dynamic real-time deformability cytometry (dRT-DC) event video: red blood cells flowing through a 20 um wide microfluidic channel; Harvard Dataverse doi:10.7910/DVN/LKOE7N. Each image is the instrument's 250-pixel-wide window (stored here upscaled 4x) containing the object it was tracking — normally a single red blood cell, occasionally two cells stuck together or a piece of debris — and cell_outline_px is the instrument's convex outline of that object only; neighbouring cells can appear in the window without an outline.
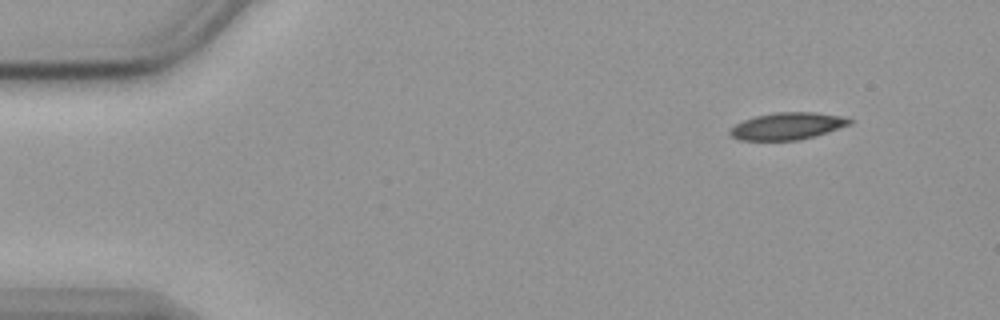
{"species": "common noctule bat (a hibernating species)", "species_latin": "Nyctalus noctula", "temperature_condition": "cold", "stored_images_in_passage": 51, "camera_frame_rate_fps": 3000, "um_per_image_px": 0.085, "animal": {"sex": "female", "body_mass_g": 19.9}, "frame": {"image": 1, "passage_image": 1, "time_ms": 0.0, "image_size_px": [1000, 320], "cell_outline_px": [[852, 124], [816, 136], [796, 140], [740, 140], [732, 136], [728, 132], [736, 124], [744, 120], [756, 116], [776, 112], [816, 112], [848, 116], [852, 120]], "centroid_in_image_um": [67.0, 10.7], "position_along_channel_um": 18.0, "area_um2": 18.96}}
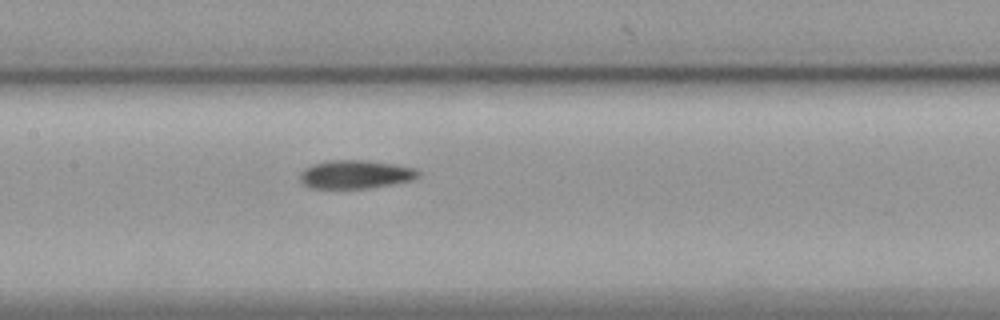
{"frame": {"image": 2, "passage_image": 22, "time_ms": 7.0, "image_size_px": [1000, 320], "cell_outline_px": [[420, 176], [416, 180], [368, 188], [312, 188], [304, 184], [300, 180], [300, 172], [304, 168], [312, 164], [328, 160], [368, 160], [396, 164], [416, 168], [420, 172]], "centroid_in_image_um": [30.26, 14.81], "position_along_channel_um": 177.1, "area_um2": 19.88}}
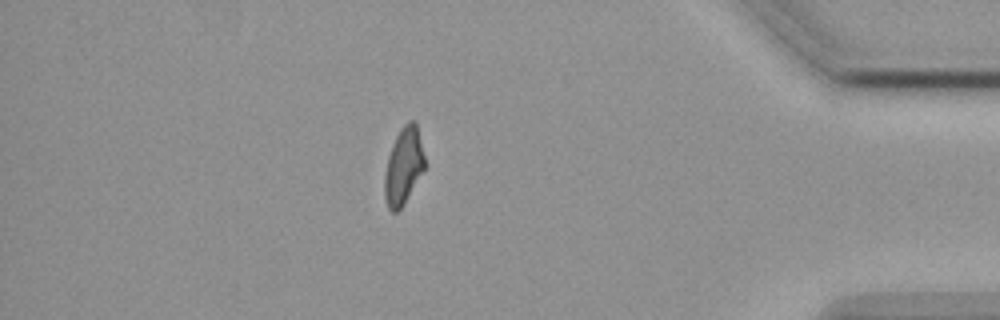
{"frame": {"image": 3, "passage_image": 44, "time_ms": 14.333, "image_size_px": [1000, 320], "cell_outline_px": [[424, 168], [404, 204], [396, 212], [392, 212], [388, 208], [384, 196], [384, 176], [388, 156], [392, 144], [400, 128], [408, 120], [416, 120], [424, 156]], "centroid_in_image_um": [34.28, 14.09], "position_along_channel_um": 400.9, "area_um2": 17.86}, "authors_computed_cell_mechanics": {"area_um2": 18.9584, "velocity_mm_per_s": 3.5726, "shape_relaxation_time_tau1_ms": 10.6059, "shape_relaxation_time_tau2_ms": 3.4336, "deformation_change_tau1": 0.2003, "deformation_change_tau2": 0.0902}}